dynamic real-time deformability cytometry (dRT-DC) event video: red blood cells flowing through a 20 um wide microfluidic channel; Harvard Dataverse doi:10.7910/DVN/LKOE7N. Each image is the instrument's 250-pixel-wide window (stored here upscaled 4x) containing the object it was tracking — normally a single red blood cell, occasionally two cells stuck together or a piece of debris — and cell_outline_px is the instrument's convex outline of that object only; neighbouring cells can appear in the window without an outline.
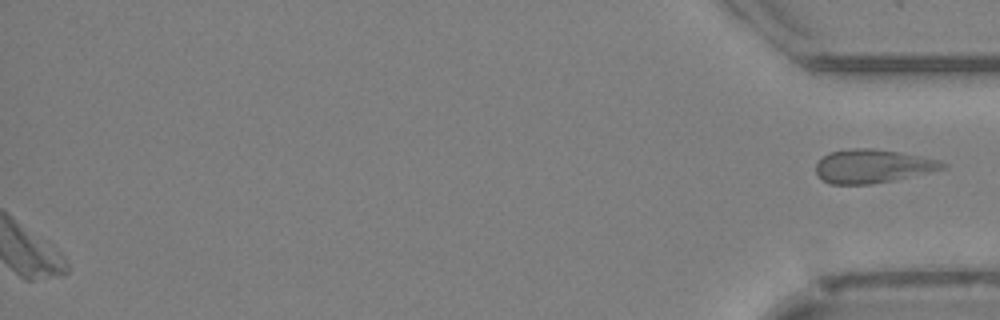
{"species": "Egyptian fruit bat (a non-hibernating species)", "species_latin": "Rousettus aegyptiacus", "temperature_condition": "cold", "stored_images_in_passage": 43, "segment_of_instrument_passage": [2, 2], "camera_frame_rate_fps": 3000, "um_per_image_px": 0.085, "animal": {"sex": "female"}, "frame": {"image": 1, "passage_image": 43, "time_ms": 14.0, "image_size_px": [1000, 320], "cell_outline_px": [[948, 168], [892, 180], [868, 184], [832, 184], [824, 180], [816, 172], [816, 164], [828, 152], [852, 148], [872, 148], [920, 156], [940, 160], [948, 164]], "centroid_in_image_um": [74.19, 14.11], "position_along_channel_um": 361.0, "area_um2": 24.51}}